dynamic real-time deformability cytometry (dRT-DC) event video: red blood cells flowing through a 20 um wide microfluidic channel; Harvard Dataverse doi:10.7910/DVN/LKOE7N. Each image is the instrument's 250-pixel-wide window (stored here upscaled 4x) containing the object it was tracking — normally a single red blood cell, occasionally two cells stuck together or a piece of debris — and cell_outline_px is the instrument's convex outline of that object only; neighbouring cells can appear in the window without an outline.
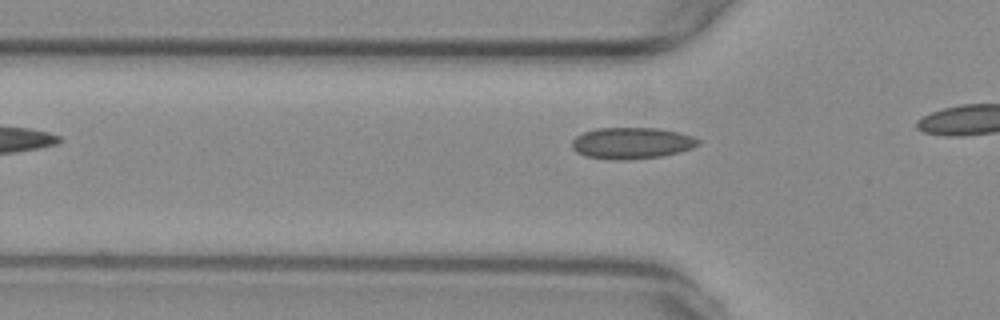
{"species": "common noctule bat (a hibernating species)", "species_latin": "Nyctalus noctula", "temperature_condition": "warm", "stored_images_in_passage": 5, "camera_frame_rate_fps": 3000, "um_per_image_px": 0.085, "animal": {"sex": "female", "body_mass_g": 29.2, "forearm_length_mm": 56.3}, "frame": {"image": 1, "passage_image": 2, "time_ms": 0.333, "image_size_px": [1000, 320], "cell_outline_px": [[700, 144], [692, 148], [680, 152], [660, 156], [628, 160], [612, 160], [584, 156], [576, 152], [572, 148], [572, 140], [576, 136], [584, 132], [596, 128], [660, 128], [680, 132], [692, 136], [700, 140]], "centroid_in_image_um": [53.69, 12.16], "position_along_channel_um": 72.1, "area_um2": 23.35}}